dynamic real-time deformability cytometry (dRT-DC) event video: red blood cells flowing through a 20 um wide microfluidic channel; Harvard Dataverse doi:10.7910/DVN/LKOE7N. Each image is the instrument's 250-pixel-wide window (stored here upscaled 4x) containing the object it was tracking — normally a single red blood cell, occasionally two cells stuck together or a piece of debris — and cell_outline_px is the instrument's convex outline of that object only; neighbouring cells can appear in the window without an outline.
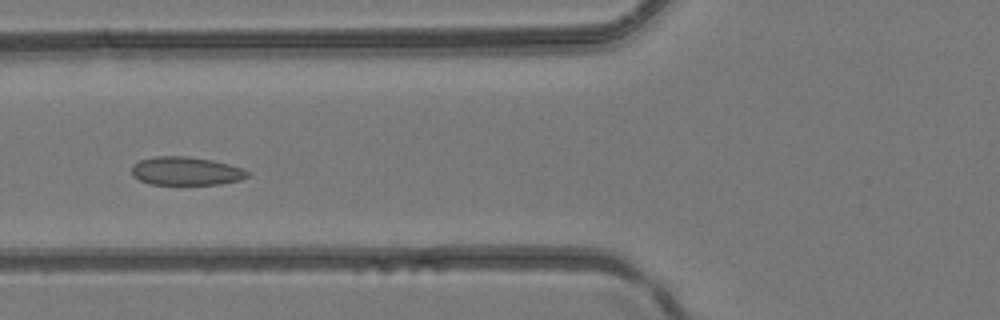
{"species": "common noctule bat (a hibernating species)", "species_latin": "Nyctalus noctula", "temperature_condition": "room temperature", "stored_images_in_passage": 5, "camera_frame_rate_fps": 3000, "um_per_image_px": 0.085, "animal": {"sex": "female", "body_mass_g": 24.6, "forearm_length_mm": 56.2}, "frame": {"image": 1, "passage_image": 5, "time_ms": 1.333, "image_size_px": [1000, 320], "cell_outline_px": [[252, 172], [248, 176], [240, 180], [220, 184], [148, 184], [132, 176], [132, 164], [140, 160], [156, 156], [188, 156], [212, 160], [244, 168]], "centroid_in_image_um": [15.82, 14.54], "position_along_channel_um": 110.0, "area_um2": 19.31}}